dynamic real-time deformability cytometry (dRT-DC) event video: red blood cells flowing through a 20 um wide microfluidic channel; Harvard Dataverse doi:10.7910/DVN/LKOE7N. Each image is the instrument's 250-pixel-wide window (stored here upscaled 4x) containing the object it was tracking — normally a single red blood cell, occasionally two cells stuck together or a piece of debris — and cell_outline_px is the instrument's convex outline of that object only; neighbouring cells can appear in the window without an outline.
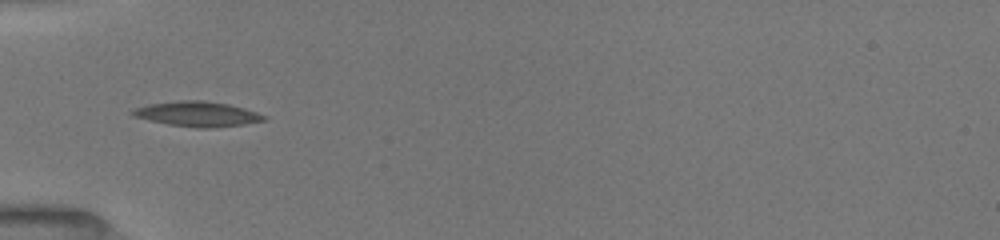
{"species": "common noctule bat (a hibernating species)", "species_latin": "Nyctalus noctula", "temperature_condition": "room temperature", "stored_images_in_passage": 11, "camera_frame_rate_fps": 3000, "um_per_image_px": 0.085, "animal": {"sex": "female", "body_mass_g": 19.5, "forearm_length_mm": 54.1}, "frame": {"image": 1, "passage_image": 10, "time_ms": 5.0, "image_size_px": [1000, 240], "cell_outline_px": [[268, 116], [264, 120], [244, 124], [212, 128], [196, 128], [168, 124], [132, 116], [128, 112], [136, 108], [148, 104], [180, 100], [200, 100], [228, 104], [256, 112]], "centroid_in_image_um": [16.75, 9.69], "position_along_channel_um": 68.3, "area_um2": 19.02}}